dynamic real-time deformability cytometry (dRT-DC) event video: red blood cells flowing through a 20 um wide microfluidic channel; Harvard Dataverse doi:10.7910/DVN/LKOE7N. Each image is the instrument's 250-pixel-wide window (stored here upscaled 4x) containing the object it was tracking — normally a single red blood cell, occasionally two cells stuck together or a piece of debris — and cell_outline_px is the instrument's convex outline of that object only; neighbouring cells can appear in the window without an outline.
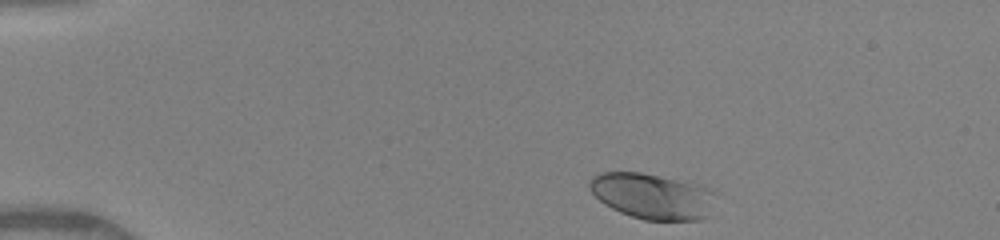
{"species": "human", "species_latin": "Homo sapiens", "temperature_condition": "warm", "stored_images_in_passage": 35, "camera_frame_rate_fps": 3000, "um_per_image_px": 0.085, "donor": {"sex": "female"}, "frame": {"image": 1, "passage_image": 1, "time_ms": 0.0, "image_size_px": [1000, 240], "cell_outline_px": [[712, 216], [700, 220], [644, 220], [620, 212], [604, 204], [592, 192], [588, 184], [588, 180], [592, 176], [600, 172], [640, 172], [700, 184], [708, 188], [712, 192]], "centroid_in_image_um": [55.45, 16.67], "position_along_channel_um": 29.6, "area_um2": 33.7}}
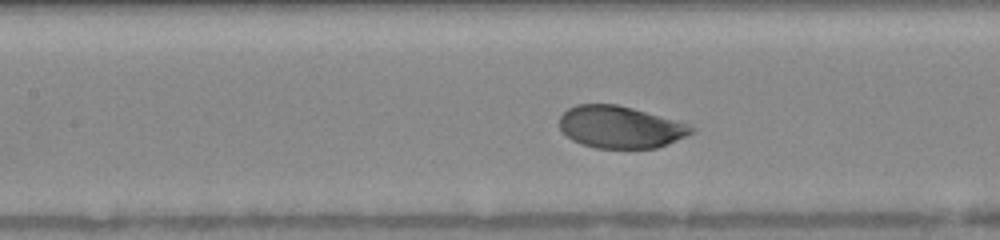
{"frame": {"image": 2, "passage_image": 16, "time_ms": 5.0, "image_size_px": [1000, 240], "cell_outline_px": [[696, 128], [692, 132], [668, 144], [656, 148], [596, 148], [580, 144], [572, 140], [560, 128], [560, 116], [568, 108], [576, 104], [616, 104], [632, 108], [676, 120], [688, 124]], "centroid_in_image_um": [52.7, 10.8], "position_along_channel_um": 154.7, "area_um2": 32.19}}
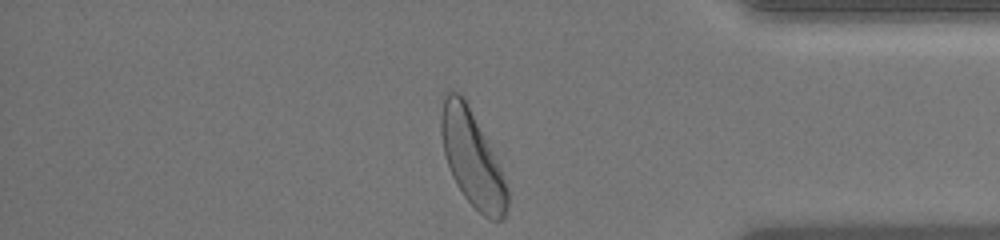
{"frame": {"image": 3, "passage_image": 35, "time_ms": 11.333, "image_size_px": [1000, 240], "cell_outline_px": [[508, 208], [504, 220], [488, 220], [464, 196], [456, 184], [452, 176], [444, 152], [440, 132], [440, 112], [444, 92], [460, 92], [496, 156], [508, 188]], "centroid_in_image_um": [40.13, 13.49], "position_along_channel_um": 395.1, "area_um2": 36.7}, "authors_computed_cell_mechanics": {"area_um2": 33.4084, "velocity_mm_per_s": 4.0669, "shape_relaxation_time_tau1_ms": 1.4491, "shape_relaxation_time_tau2_ms": null, "deformation_change_tau1": 0.1051, "deformation_change_tau2": null}}